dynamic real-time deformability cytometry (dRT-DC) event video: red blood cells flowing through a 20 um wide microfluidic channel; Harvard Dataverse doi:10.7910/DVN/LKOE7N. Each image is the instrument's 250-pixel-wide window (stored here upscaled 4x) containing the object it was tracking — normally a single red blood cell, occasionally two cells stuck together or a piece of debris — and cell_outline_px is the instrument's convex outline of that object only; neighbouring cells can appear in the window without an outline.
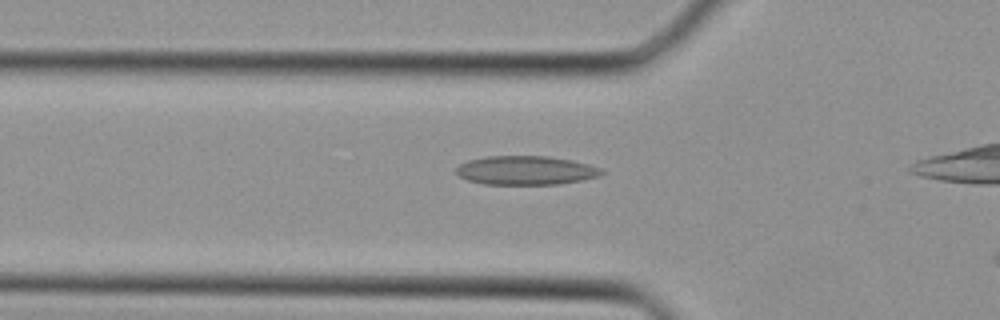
{"species": "Egyptian fruit bat (a non-hibernating species)", "species_latin": "Rousettus aegyptiacus", "temperature_condition": "cold", "stored_images_in_passage": 16, "camera_frame_rate_fps": 3000, "um_per_image_px": 0.085, "animal": {"sex": "female"}, "frame": {"image": 1, "passage_image": 4, "time_ms": 1.0, "image_size_px": [1000, 320], "cell_outline_px": [[604, 172], [600, 176], [580, 180], [556, 184], [484, 184], [468, 180], [460, 176], [456, 172], [456, 168], [460, 164], [468, 160], [484, 156], [548, 156], [572, 160], [588, 164], [600, 168]], "centroid_in_image_um": [44.68, 14.47], "position_along_channel_um": 81.1, "area_um2": 24.39}}
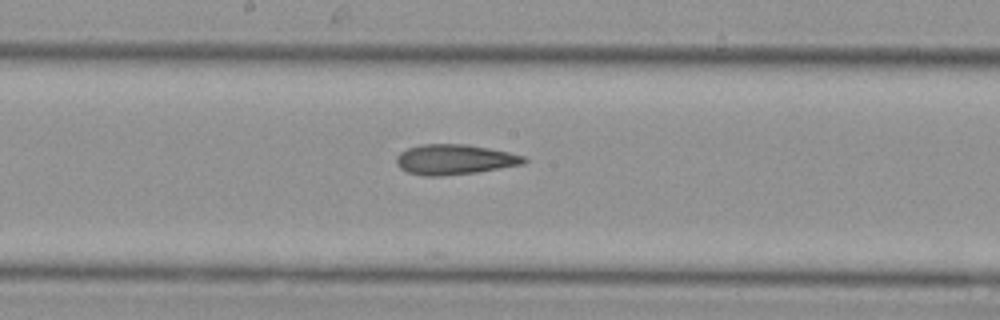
{"frame": {"image": 2, "passage_image": 11, "time_ms": 3.333, "image_size_px": [1000, 320], "cell_outline_px": [[528, 160], [524, 164], [476, 172], [444, 176], [424, 176], [408, 172], [400, 168], [396, 164], [396, 156], [400, 152], [408, 148], [420, 144], [468, 144], [508, 152], [524, 156]], "centroid_in_image_um": [38.62, 13.55], "position_along_channel_um": 209.6, "area_um2": 22.48}}
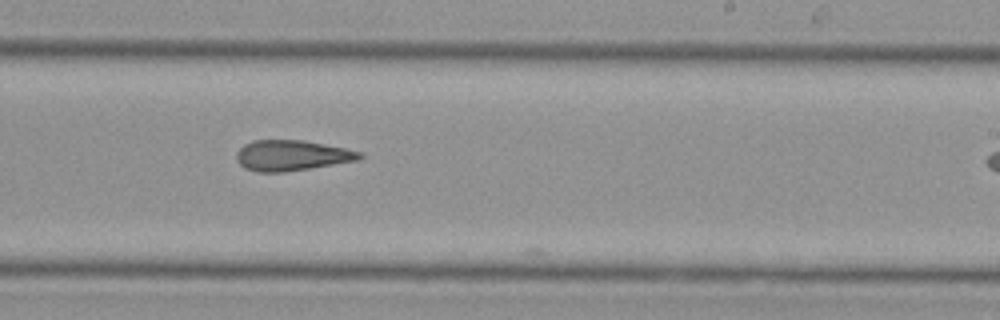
{"frame": {"image": 3, "passage_image": 14, "time_ms": 4.333, "image_size_px": [1000, 320], "cell_outline_px": [[364, 156], [360, 160], [284, 172], [256, 172], [244, 168], [236, 160], [236, 152], [244, 144], [252, 140], [304, 140], [364, 152]], "centroid_in_image_um": [24.8, 13.21], "position_along_channel_um": 264.2, "area_um2": 22.08}}